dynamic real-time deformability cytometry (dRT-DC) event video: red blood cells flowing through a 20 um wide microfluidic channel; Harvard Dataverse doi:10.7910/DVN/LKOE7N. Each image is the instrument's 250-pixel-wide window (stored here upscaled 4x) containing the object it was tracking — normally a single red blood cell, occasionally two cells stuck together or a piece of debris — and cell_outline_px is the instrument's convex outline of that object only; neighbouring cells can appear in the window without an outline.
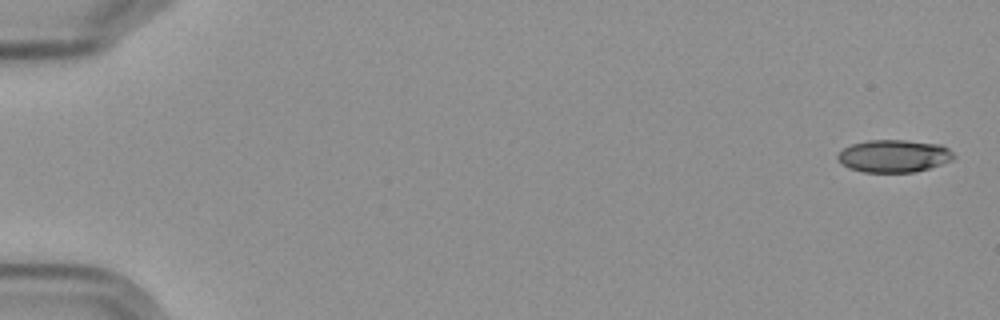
{"species": "Egyptian fruit bat (a non-hibernating species)", "species_latin": "Rousettus aegyptiacus", "temperature_condition": "cold", "stored_images_in_passage": 5, "camera_frame_rate_fps": 3000, "um_per_image_px": 0.085, "frame": {"image": 1, "passage_image": 1, "time_ms": 0.0, "image_size_px": [1000, 320], "cell_outline_px": [[956, 156], [952, 160], [928, 168], [912, 172], [864, 172], [848, 168], [836, 156], [844, 148], [852, 144], [868, 140], [904, 140], [940, 144], [948, 148]], "centroid_in_image_um": [75.99, 13.25], "position_along_channel_um": 9.0, "area_um2": 21.79}}
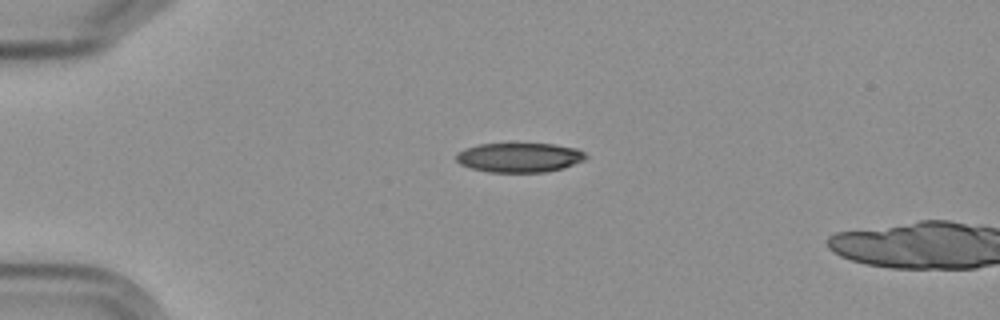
{"frame": {"image": 2, "passage_image": 4, "time_ms": 4.333, "image_size_px": [1000, 320], "cell_outline_px": [[588, 156], [584, 160], [564, 168], [548, 172], [488, 172], [472, 168], [460, 164], [456, 160], [456, 152], [464, 148], [480, 144], [556, 144], [576, 148], [584, 152]], "centroid_in_image_um": [44.15, 13.39], "position_along_channel_um": 40.8, "area_um2": 22.37}}